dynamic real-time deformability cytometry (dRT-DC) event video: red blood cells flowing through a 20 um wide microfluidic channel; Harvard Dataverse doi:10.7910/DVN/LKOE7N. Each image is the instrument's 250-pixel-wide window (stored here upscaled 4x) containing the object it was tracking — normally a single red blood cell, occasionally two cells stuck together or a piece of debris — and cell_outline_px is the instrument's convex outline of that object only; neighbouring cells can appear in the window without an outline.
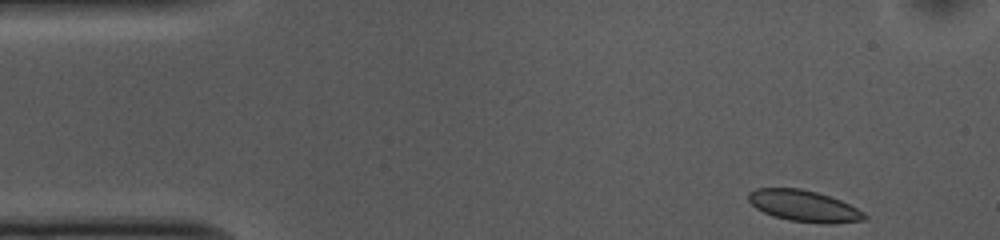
{"species": "common noctule bat (a hibernating species)", "species_latin": "Nyctalus noctula", "temperature_condition": "cold", "stored_images_in_passage": 50, "camera_frame_rate_fps": 3000, "um_per_image_px": 0.085, "animal": {"sex": "female", "body_mass_g": 10.0, "forearm_length_mm": 53.1}, "frame": {"image": 1, "passage_image": 1, "time_ms": 0.0, "image_size_px": [1000, 240], "cell_outline_px": [[868, 216], [864, 220], [832, 224], [824, 224], [788, 220], [764, 212], [756, 208], [748, 200], [748, 192], [756, 188], [800, 188], [816, 192], [840, 200], [864, 212]], "centroid_in_image_um": [68.34, 17.51], "position_along_channel_um": 16.7, "area_um2": 21.1}}
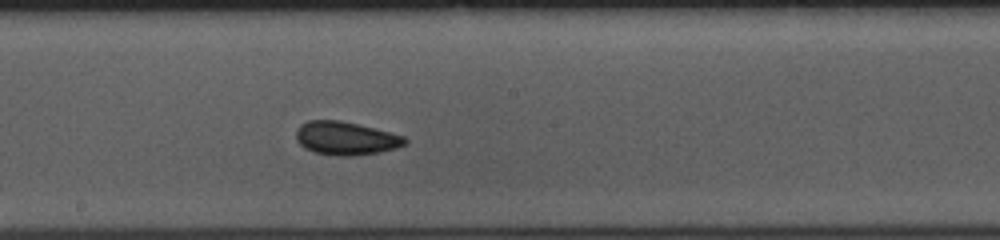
{"frame": {"image": 2, "passage_image": 24, "time_ms": 7.667, "image_size_px": [1000, 240], "cell_outline_px": [[408, 144], [396, 148], [380, 152], [352, 156], [336, 156], [316, 152], [304, 148], [296, 140], [296, 128], [300, 124], [308, 120], [340, 120], [404, 136], [408, 140]], "centroid_in_image_um": [29.37, 11.76], "position_along_channel_um": 218.8, "area_um2": 21.15}}
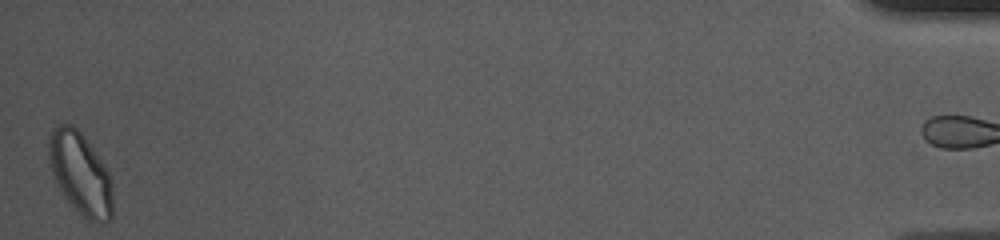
{"frame": {"image": 3, "passage_image": 49, "time_ms": 16.0, "image_size_px": [1000, 240], "cell_outline_px": [[112, 220], [104, 224], [88, 224], [80, 216], [64, 196], [52, 172], [48, 160], [48, 136], [52, 128], [60, 124], [72, 124], [84, 136], [108, 172], [112, 184]], "centroid_in_image_um": [6.83, 14.82], "position_along_channel_um": 428.4, "area_um2": 31.04}, "authors_computed_cell_mechanics": {"area_um2": 21.1259, "velocity_mm_per_s": 3.6854, "shape_relaxation_time_tau1_ms": 11.3026, "shape_relaxation_time_tau2_ms": 2.226, "deformation_change_tau1": 0.13, "deformation_change_tau2": 0.0633}}